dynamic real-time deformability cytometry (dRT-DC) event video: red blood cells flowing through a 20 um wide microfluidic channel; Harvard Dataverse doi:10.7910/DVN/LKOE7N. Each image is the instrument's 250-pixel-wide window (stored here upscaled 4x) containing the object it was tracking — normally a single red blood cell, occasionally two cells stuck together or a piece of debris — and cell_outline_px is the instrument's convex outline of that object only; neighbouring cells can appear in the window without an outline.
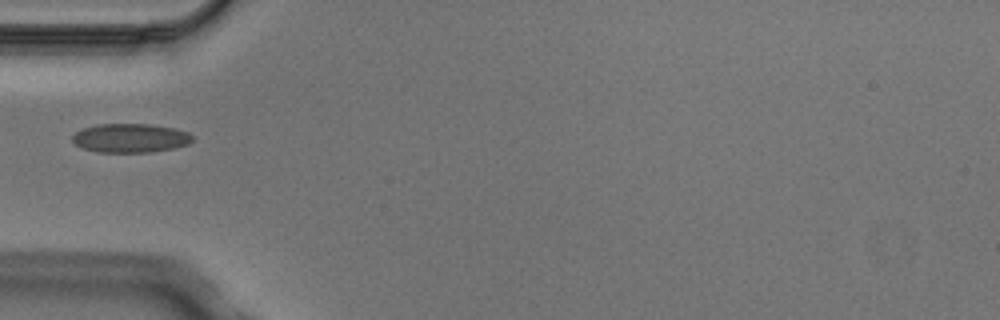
{"species": "Egyptian fruit bat (a non-hibernating species)", "species_latin": "Rousettus aegyptiacus", "temperature_condition": "cold", "stored_images_in_passage": 4, "camera_frame_rate_fps": 3000, "um_per_image_px": 0.085, "animal": {"sex": "male"}, "frame": {"image": 1, "passage_image": 4, "time_ms": 1.0, "image_size_px": [1000, 320], "cell_outline_px": [[192, 140], [188, 144], [172, 148], [148, 152], [96, 152], [84, 148], [76, 144], [72, 140], [72, 136], [76, 132], [84, 128], [96, 124], [152, 124], [172, 128], [188, 132], [192, 136]], "centroid_in_image_um": [11.06, 11.73], "position_along_channel_um": 73.9, "area_um2": 20.06}}